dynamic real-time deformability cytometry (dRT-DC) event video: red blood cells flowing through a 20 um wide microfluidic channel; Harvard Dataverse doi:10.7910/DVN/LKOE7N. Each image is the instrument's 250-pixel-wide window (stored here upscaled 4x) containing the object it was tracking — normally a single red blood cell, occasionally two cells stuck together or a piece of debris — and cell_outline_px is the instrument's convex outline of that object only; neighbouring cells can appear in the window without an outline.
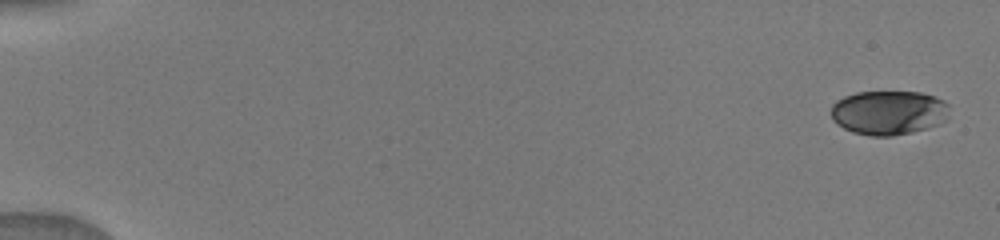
{"species": "human", "species_latin": "Homo sapiens", "temperature_condition": "warm", "stored_images_in_passage": 10, "camera_frame_rate_fps": 3000, "um_per_image_px": 0.085, "donor": {"sex": "male"}, "frame": {"image": 1, "passage_image": 1, "time_ms": 0.0, "image_size_px": [1000, 240], "cell_outline_px": [[948, 120], [940, 124], [912, 132], [892, 136], [872, 136], [852, 132], [844, 128], [832, 120], [832, 104], [836, 100], [844, 96], [856, 92], [920, 92], [936, 96], [944, 100], [948, 104]], "centroid_in_image_um": [75.56, 9.57], "position_along_channel_um": 9.4, "area_um2": 30.81}}
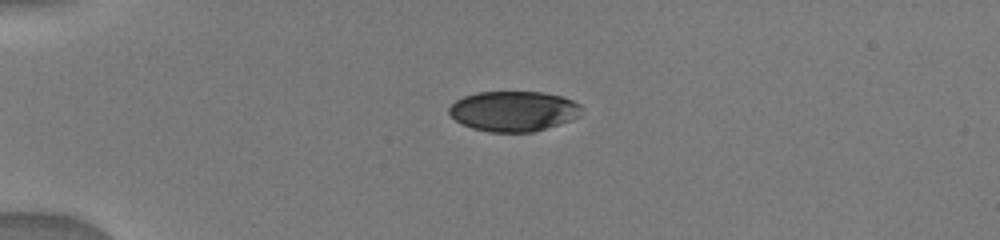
{"frame": {"image": 2, "passage_image": 6, "time_ms": 4.0, "image_size_px": [1000, 240], "cell_outline_px": [[580, 116], [532, 132], [488, 132], [472, 128], [456, 120], [448, 112], [448, 108], [456, 100], [464, 96], [476, 92], [544, 92], [560, 96], [572, 100], [580, 104]], "centroid_in_image_um": [43.61, 9.44], "position_along_channel_um": 41.4, "area_um2": 30.75}}
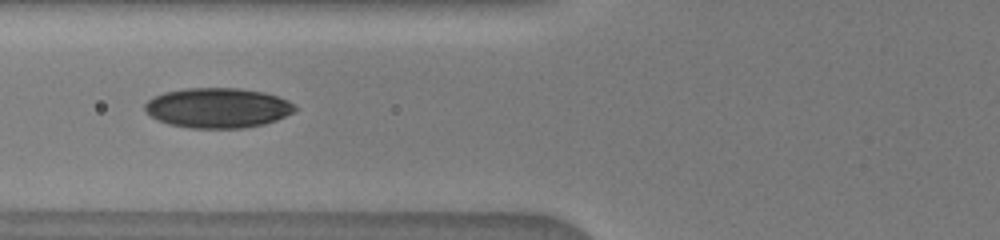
{"frame": {"image": 3, "passage_image": 9, "time_ms": 6.667, "image_size_px": [1000, 240], "cell_outline_px": [[296, 112], [276, 120], [264, 124], [244, 128], [192, 128], [168, 124], [152, 116], [144, 108], [144, 104], [152, 96], [164, 92], [184, 88], [240, 88], [264, 92], [288, 100], [296, 108]], "centroid_in_image_um": [18.51, 9.16], "position_along_channel_um": 107.3, "area_um2": 35.03}}